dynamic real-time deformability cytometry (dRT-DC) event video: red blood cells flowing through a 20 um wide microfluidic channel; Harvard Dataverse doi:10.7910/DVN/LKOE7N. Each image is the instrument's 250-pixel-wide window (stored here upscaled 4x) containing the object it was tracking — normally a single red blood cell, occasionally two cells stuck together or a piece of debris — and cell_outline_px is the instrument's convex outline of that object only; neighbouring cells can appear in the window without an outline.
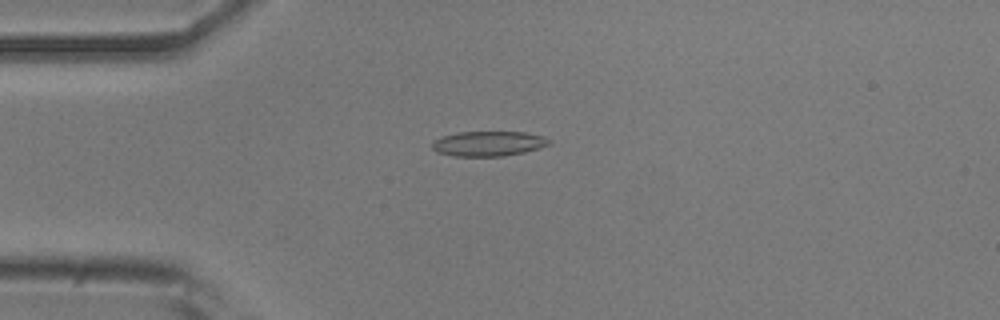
{"species": "common noctule bat (a hibernating species)", "species_latin": "Nyctalus noctula", "temperature_condition": "room temperature", "stored_images_in_passage": 48, "camera_frame_rate_fps": 3000, "um_per_image_px": 0.085, "animal": {"sex": "male", "body_mass_g": 20.5, "forearm_length_mm": 52.5}, "frame": {"image": 1, "passage_image": 8, "time_ms": 2.333, "image_size_px": [1000, 320], "cell_outline_px": [[552, 144], [540, 148], [524, 152], [504, 156], [456, 156], [436, 152], [432, 148], [432, 140], [456, 132], [524, 132], [544, 136]], "centroid_in_image_um": [41.51, 12.21], "position_along_channel_um": 43.5, "area_um2": 17.05}}
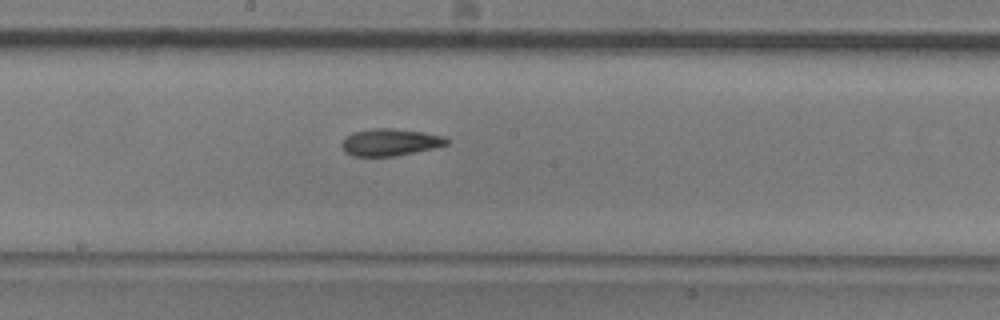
{"frame": {"image": 2, "passage_image": 23, "time_ms": 7.333, "image_size_px": [1000, 320], "cell_outline_px": [[448, 144], [432, 148], [396, 156], [352, 156], [344, 152], [340, 144], [352, 132], [372, 128], [388, 128], [424, 132], [444, 136], [448, 140]], "centroid_in_image_um": [33.13, 12.09], "position_along_channel_um": 215.1, "area_um2": 16.47}}
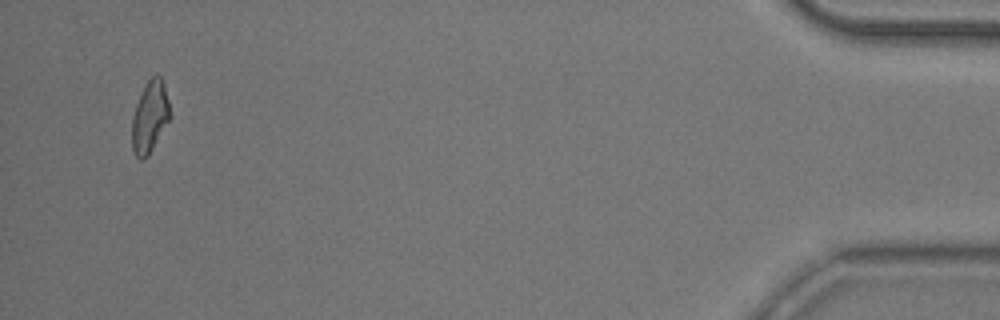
{"frame": {"image": 3, "passage_image": 46, "time_ms": 15.0, "image_size_px": [1000, 320], "cell_outline_px": [[172, 116], [148, 156], [144, 160], [140, 160], [136, 156], [132, 148], [132, 116], [136, 104], [148, 80], [156, 72], [160, 76], [164, 84]], "centroid_in_image_um": [12.75, 9.94], "position_along_channel_um": 422.5, "area_um2": 15.95}, "authors_computed_cell_mechanics": {"area_um2": 16.5019, "velocity_mm_per_s": 3.7821, "shape_relaxation_time_tau1_ms": 5.7239, "shape_relaxation_time_tau2_ms": 5.413, "deformation_change_tau1": 0.191, "deformation_change_tau2": 0.1287}}